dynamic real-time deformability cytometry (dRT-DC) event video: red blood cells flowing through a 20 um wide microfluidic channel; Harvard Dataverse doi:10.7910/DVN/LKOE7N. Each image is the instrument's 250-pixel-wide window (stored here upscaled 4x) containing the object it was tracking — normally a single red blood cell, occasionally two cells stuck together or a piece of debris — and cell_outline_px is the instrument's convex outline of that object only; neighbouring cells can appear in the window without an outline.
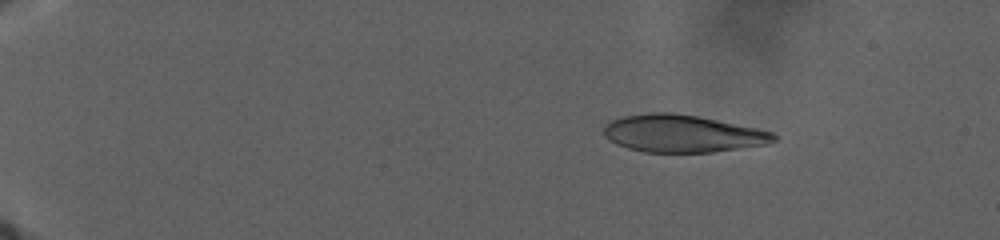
{"species": "human", "species_latin": "Homo sapiens", "temperature_condition": "warm", "stored_images_in_passage": 103, "camera_frame_rate_fps": 3000, "um_per_image_px": 0.085, "donor": {"sex": "male"}, "frame": {"image": 1, "passage_image": 21, "time_ms": 7.0, "image_size_px": [1000, 240], "cell_outline_px": [[776, 140], [768, 144], [712, 152], [644, 152], [628, 148], [616, 144], [608, 140], [604, 136], [604, 124], [612, 120], [624, 116], [648, 112], [672, 112], [696, 116], [756, 128], [772, 132], [776, 136]], "centroid_in_image_um": [57.96, 11.35], "position_along_channel_um": 27.0, "area_um2": 36.93}}
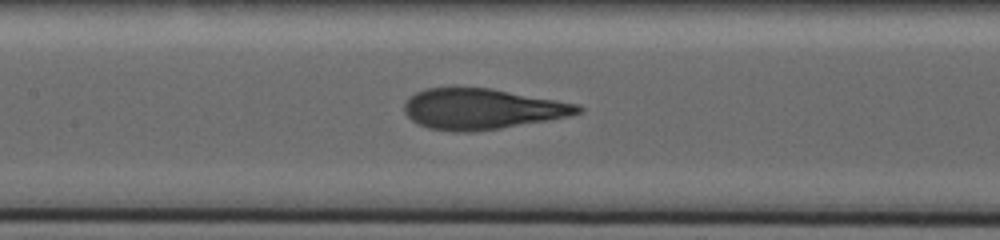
{"frame": {"image": 2, "passage_image": 65, "time_ms": 22.333, "image_size_px": [1000, 240], "cell_outline_px": [[584, 112], [568, 116], [548, 120], [500, 128], [472, 132], [452, 132], [428, 128], [416, 124], [404, 112], [404, 100], [408, 96], [424, 88], [456, 84], [492, 88], [580, 104], [584, 108]], "centroid_in_image_um": [40.91, 9.22], "position_along_channel_um": 166.5, "area_um2": 42.48}}
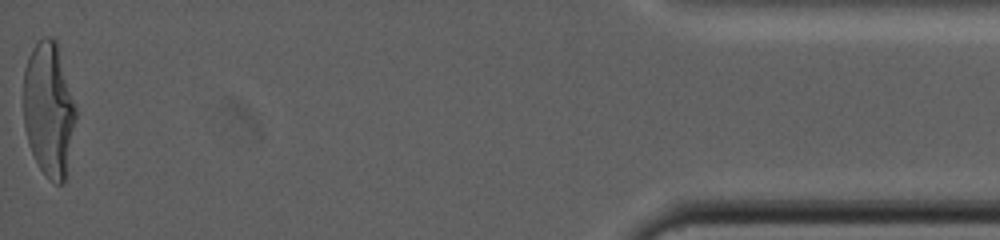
{"frame": {"image": 3, "passage_image": 103, "time_ms": 41.0, "image_size_px": [1000, 240], "cell_outline_px": [[76, 116], [64, 184], [56, 184], [40, 168], [28, 144], [24, 128], [24, 68], [28, 56], [32, 48], [44, 36], [52, 36], [56, 40], [76, 108]], "centroid_in_image_um": [4.13, 9.27], "position_along_channel_um": 431.1, "area_um2": 40.63}}